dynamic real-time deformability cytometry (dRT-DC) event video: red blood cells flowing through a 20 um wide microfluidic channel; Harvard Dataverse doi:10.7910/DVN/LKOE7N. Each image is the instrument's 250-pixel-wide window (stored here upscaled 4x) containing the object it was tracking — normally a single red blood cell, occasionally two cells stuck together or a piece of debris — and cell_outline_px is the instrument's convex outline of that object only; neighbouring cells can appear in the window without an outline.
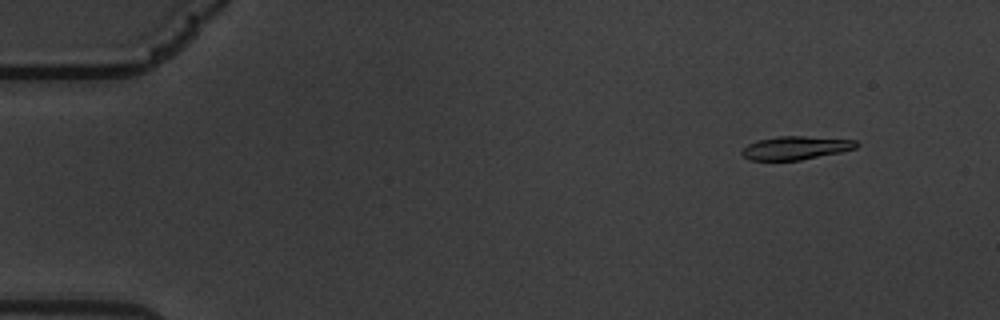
{"species": "common noctule bat (a hibernating species)", "species_latin": "Nyctalus noctula", "temperature_condition": "warm", "stored_images_in_passage": 53, "camera_frame_rate_fps": 3000, "um_per_image_px": 0.085, "animal": {"sex": "male", "body_mass_g": 19.5, "forearm_length_mm": 54.6}, "frame": {"image": 1, "passage_image": 6, "time_ms": 1.667, "image_size_px": [1000, 320], "cell_outline_px": [[860, 144], [856, 148], [840, 152], [800, 160], [752, 160], [744, 156], [740, 152], [748, 144], [756, 140], [780, 136], [804, 136], [856, 140]], "centroid_in_image_um": [67.64, 12.56], "position_along_channel_um": 17.4, "area_um2": 15.49}}
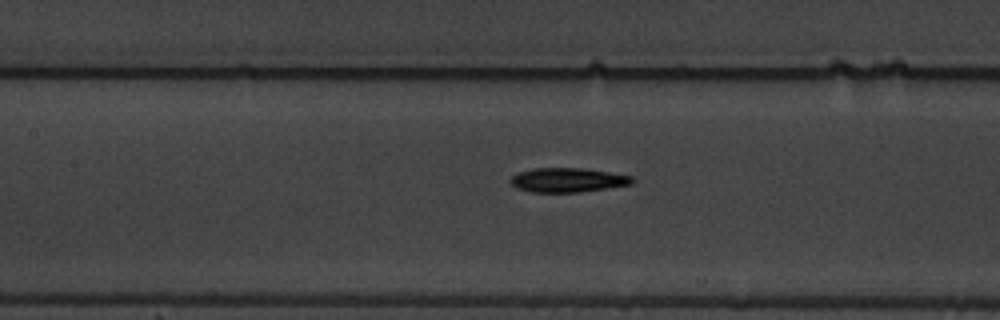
{"frame": {"image": 2, "passage_image": 28, "time_ms": 9.0, "image_size_px": [1000, 320], "cell_outline_px": [[636, 180], [632, 184], [580, 192], [532, 192], [520, 188], [512, 184], [508, 180], [512, 176], [520, 172], [532, 168], [584, 168], [632, 176]], "centroid_in_image_um": [48.28, 15.29], "position_along_channel_um": 159.1, "area_um2": 17.11}}
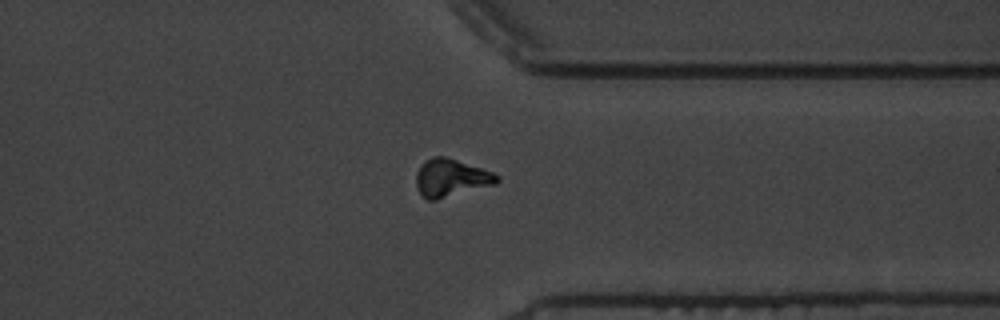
{"frame": {"image": 3, "passage_image": 47, "time_ms": 15.333, "image_size_px": [1000, 320], "cell_outline_px": [[500, 180], [496, 184], [436, 200], [428, 200], [420, 196], [416, 188], [416, 172], [420, 164], [424, 160], [432, 156], [444, 156], [492, 172], [500, 176]], "centroid_in_image_um": [38.29, 15.13], "position_along_channel_um": 373.1, "area_um2": 17.92}, "authors_computed_cell_mechanics": {"area_um2": 16.9932, "velocity_mm_per_s": 3.4049, "shape_relaxation_time_tau1_ms": 3.991, "shape_relaxation_time_tau2_ms": 7.2425, "deformation_change_tau1": 0.1708, "deformation_change_tau2": 0.1575}}